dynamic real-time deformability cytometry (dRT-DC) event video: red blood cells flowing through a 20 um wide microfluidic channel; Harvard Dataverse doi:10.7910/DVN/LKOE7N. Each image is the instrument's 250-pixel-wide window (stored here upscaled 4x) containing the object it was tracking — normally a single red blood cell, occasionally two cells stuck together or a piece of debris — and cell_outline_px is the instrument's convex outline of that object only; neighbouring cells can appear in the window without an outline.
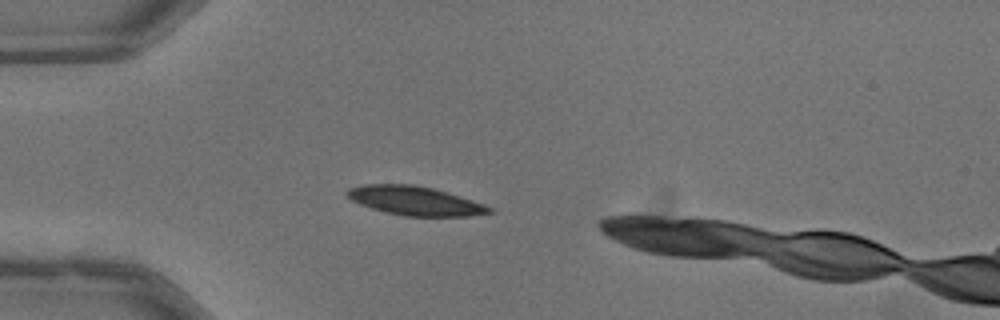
{"species": "common noctule bat (a hibernating species)", "species_latin": "Nyctalus noctula", "temperature_condition": "warm", "stored_images_in_passage": 43, "camera_frame_rate_fps": 3000, "um_per_image_px": 0.085, "animal": {"sex": "male", "body_mass_g": 13.3}, "frame": {"image": 1, "passage_image": 5, "time_ms": 1.333, "image_size_px": [1000, 320], "cell_outline_px": [[492, 212], [472, 216], [404, 216], [372, 208], [360, 204], [352, 200], [344, 192], [348, 188], [364, 184], [412, 184], [432, 188], [472, 200], [484, 204], [492, 208]], "centroid_in_image_um": [35.25, 17.06], "position_along_channel_um": 49.7, "area_um2": 23.76}}
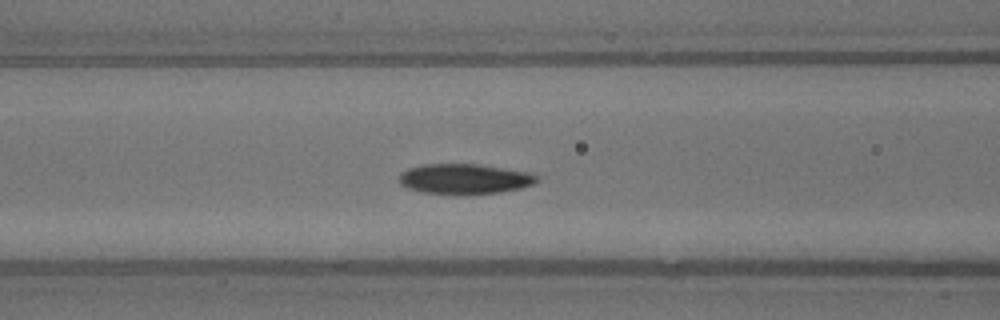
{"frame": {"image": 2, "passage_image": 12, "time_ms": 3.667, "image_size_px": [1000, 320], "cell_outline_px": [[540, 180], [532, 184], [520, 188], [500, 192], [468, 196], [424, 192], [408, 188], [400, 184], [400, 172], [408, 168], [420, 164], [476, 164], [504, 168], [528, 172], [536, 176]], "centroid_in_image_um": [39.46, 15.22], "position_along_channel_um": 127.1, "area_um2": 24.51}}
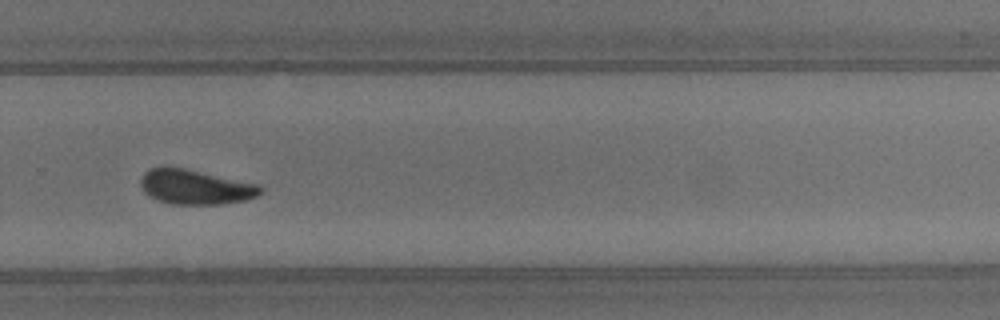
{"frame": {"image": 3, "passage_image": 26, "time_ms": 8.333, "image_size_px": [1000, 320], "cell_outline_px": [[264, 188], [256, 196], [244, 200], [220, 204], [172, 204], [148, 196], [144, 192], [140, 184], [140, 180], [144, 172], [148, 168], [184, 168], [260, 184]], "centroid_in_image_um": [16.61, 15.89], "position_along_channel_um": 313.2, "area_um2": 24.04}, "authors_computed_cell_mechanics": {"area_um2": 24.3916, "velocity_mm_per_s": 3.9943, "shape_relaxation_time_tau1_ms": 2.7093, "shape_relaxation_time_tau2_ms": 5.612, "deformation_change_tau1": 0.1101, "deformation_change_tau2": 0.1044}}